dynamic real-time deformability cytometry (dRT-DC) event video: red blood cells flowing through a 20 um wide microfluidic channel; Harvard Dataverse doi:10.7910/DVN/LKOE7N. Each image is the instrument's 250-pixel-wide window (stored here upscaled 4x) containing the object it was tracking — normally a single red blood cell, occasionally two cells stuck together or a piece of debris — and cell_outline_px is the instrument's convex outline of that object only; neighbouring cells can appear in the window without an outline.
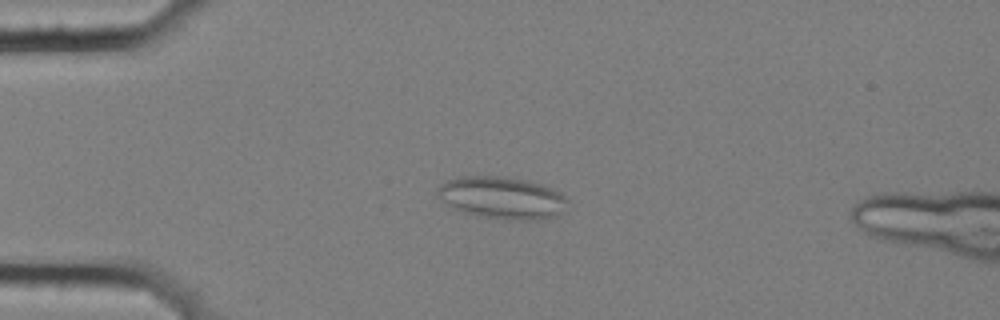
{"species": "common noctule bat (a hibernating species)", "species_latin": "Nyctalus noctula", "temperature_condition": "cold", "stored_images_in_passage": 5, "camera_frame_rate_fps": 3000, "um_per_image_px": 0.085, "animal": {"sex": "female", "body_mass_g": 25.1}, "frame": {"image": 1, "passage_image": 3, "time_ms": 0.667, "image_size_px": [1000, 320], "cell_outline_px": [[568, 200], [564, 212], [540, 220], [512, 220], [476, 216], [452, 208], [444, 204], [436, 196], [436, 188], [440, 184], [448, 180], [460, 176], [500, 176], [528, 180], [556, 188]], "centroid_in_image_um": [42.65, 16.81], "position_along_channel_um": 42.3, "area_um2": 32.6}}